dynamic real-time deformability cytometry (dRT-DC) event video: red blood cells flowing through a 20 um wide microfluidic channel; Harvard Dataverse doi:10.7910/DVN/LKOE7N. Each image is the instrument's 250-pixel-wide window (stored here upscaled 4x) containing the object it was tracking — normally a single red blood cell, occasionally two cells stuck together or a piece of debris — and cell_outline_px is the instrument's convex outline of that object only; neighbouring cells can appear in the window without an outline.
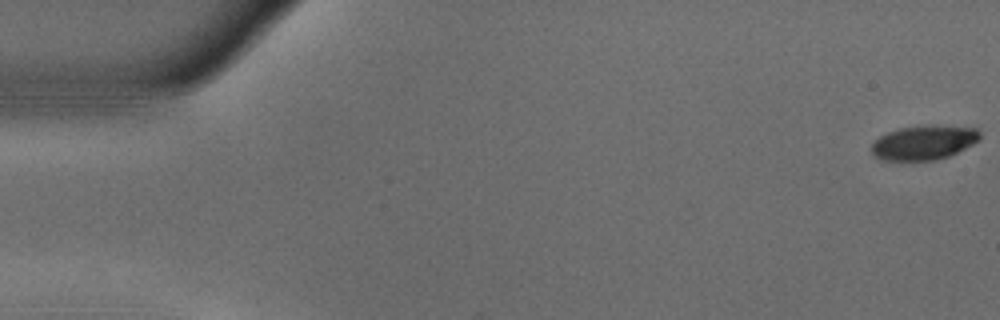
{"species": "common noctule bat (a hibernating species)", "species_latin": "Nyctalus noctula", "temperature_condition": "warm", "stored_images_in_passage": 55, "camera_frame_rate_fps": 3000, "um_per_image_px": 0.085, "animal": {"sex": "male", "body_mass_g": 18.8}, "frame": {"image": 1, "passage_image": 1, "time_ms": 0.0, "image_size_px": [1000, 320], "cell_outline_px": [[980, 140], [948, 156], [932, 160], [884, 160], [876, 156], [872, 152], [872, 144], [880, 136], [888, 132], [900, 128], [920, 124], [936, 124], [976, 128], [980, 132]], "centroid_in_image_um": [78.55, 12.08], "position_along_channel_um": 6.5, "area_um2": 21.73}}
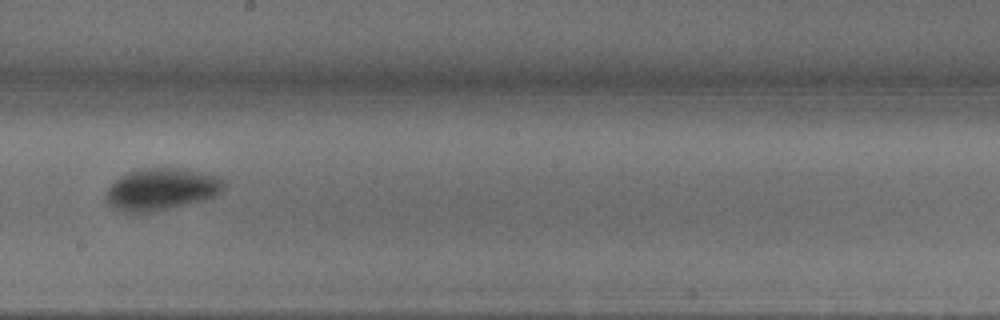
{"frame": {"image": 2, "passage_image": 31, "time_ms": 10.0, "image_size_px": [1000, 320], "cell_outline_px": [[228, 184], [216, 196], [204, 200], [160, 212], [120, 212], [112, 208], [108, 204], [108, 188], [120, 176], [128, 172], [144, 168], [184, 168], [224, 176]], "centroid_in_image_um": [13.82, 16.09], "position_along_channel_um": 234.4, "area_um2": 29.54}}
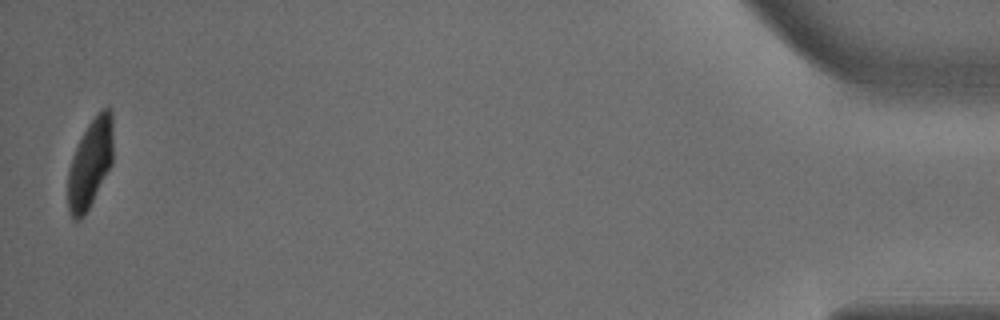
{"frame": {"image": 3, "passage_image": 54, "time_ms": 17.667, "image_size_px": [1000, 320], "cell_outline_px": [[112, 164], [84, 216], [80, 220], [72, 220], [68, 208], [68, 172], [72, 156], [88, 124], [96, 112], [104, 108], [112, 108]], "centroid_in_image_um": [7.66, 13.89], "position_along_channel_um": 427.5, "area_um2": 23.29}, "authors_computed_cell_mechanics": {"area_um2": 26.01, "velocity_mm_per_s": 3.7205, "shape_relaxation_time_tau1_ms": 2.577, "shape_relaxation_time_tau2_ms": 0.9017, "deformation_change_tau1": 0.1704, "deformation_change_tau2": 0.0473}}